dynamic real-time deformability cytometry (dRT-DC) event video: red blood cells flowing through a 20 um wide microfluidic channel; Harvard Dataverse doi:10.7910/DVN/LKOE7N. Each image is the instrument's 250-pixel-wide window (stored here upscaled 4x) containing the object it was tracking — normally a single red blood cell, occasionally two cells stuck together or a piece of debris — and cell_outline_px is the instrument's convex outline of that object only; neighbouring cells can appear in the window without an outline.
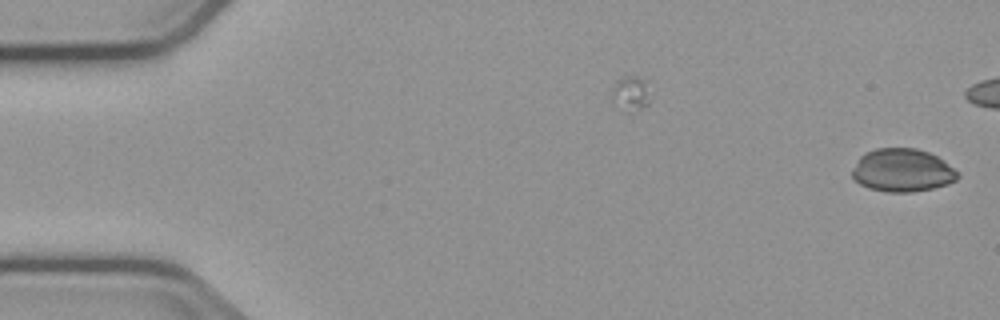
{"species": "common noctule bat (a hibernating species)", "species_latin": "Nyctalus noctula", "temperature_condition": "cold", "stored_images_in_passage": 44, "camera_frame_rate_fps": 3000, "um_per_image_px": 0.085, "animal": {"sex": "male", "body_mass_g": 23.1, "forearm_length_mm": 52.7}, "frame": {"image": 1, "passage_image": 1, "time_ms": 0.0, "image_size_px": [1000, 320], "cell_outline_px": [[960, 176], [956, 180], [948, 184], [932, 188], [912, 192], [888, 192], [868, 188], [860, 184], [852, 176], [852, 168], [860, 156], [864, 152], [876, 148], [916, 148], [928, 152], [944, 160], [960, 172]], "centroid_in_image_um": [76.71, 14.47], "position_along_channel_um": 8.3, "area_um2": 26.7}}
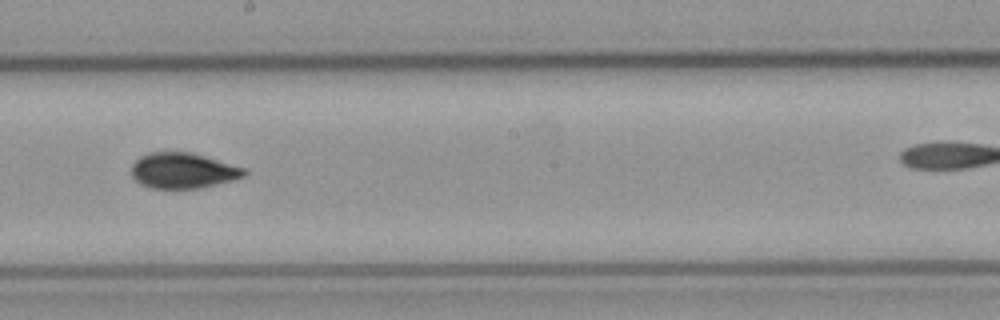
{"frame": {"image": 2, "passage_image": 30, "time_ms": 9.667, "image_size_px": [1000, 320], "cell_outline_px": [[248, 172], [244, 176], [232, 180], [200, 188], [152, 188], [140, 184], [132, 176], [132, 164], [140, 156], [148, 152], [192, 152], [244, 168]], "centroid_in_image_um": [15.53, 14.49], "position_along_channel_um": 232.7, "area_um2": 23.24}}
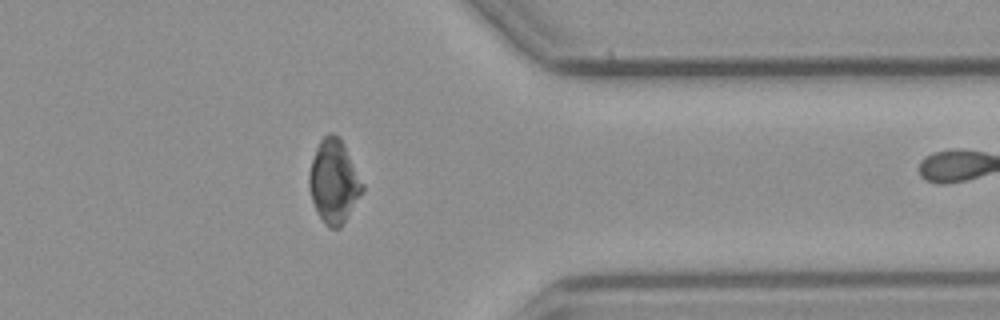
{"frame": {"image": 3, "passage_image": 43, "time_ms": 14.0, "image_size_px": [1000, 320], "cell_outline_px": [[364, 192], [344, 224], [340, 228], [328, 228], [324, 224], [312, 200], [308, 184], [308, 176], [312, 160], [316, 148], [320, 140], [328, 132], [332, 132], [344, 144], [364, 184]], "centroid_in_image_um": [28.4, 15.45], "position_along_channel_um": 383.0, "area_um2": 26.01}}